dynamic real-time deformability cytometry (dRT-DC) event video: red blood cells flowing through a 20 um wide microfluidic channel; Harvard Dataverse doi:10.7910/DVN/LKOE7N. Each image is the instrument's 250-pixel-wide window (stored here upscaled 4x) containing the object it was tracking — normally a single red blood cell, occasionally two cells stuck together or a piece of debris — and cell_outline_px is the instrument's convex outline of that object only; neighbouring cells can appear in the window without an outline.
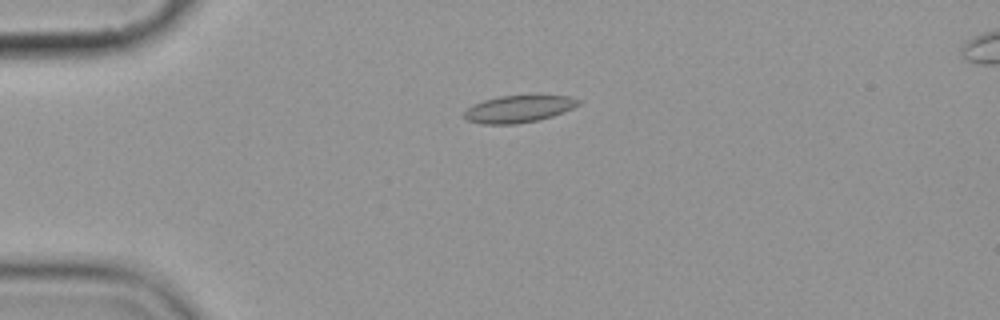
{"species": "common noctule bat (a hibernating species)", "species_latin": "Nyctalus noctula", "temperature_condition": "cold", "stored_images_in_passage": 4, "camera_frame_rate_fps": 3000, "um_per_image_px": 0.085, "animal": {"sex": "female", "body_mass_g": 19.9}, "frame": {"image": 1, "passage_image": 4, "time_ms": 3.333, "image_size_px": [1000, 320], "cell_outline_px": [[580, 104], [572, 108], [552, 116], [540, 120], [516, 124], [480, 124], [468, 120], [464, 116], [464, 112], [472, 104], [484, 100], [500, 96], [536, 92], [572, 96], [580, 100]], "centroid_in_image_um": [44.15, 9.2], "position_along_channel_um": 40.8, "area_um2": 18.96}}